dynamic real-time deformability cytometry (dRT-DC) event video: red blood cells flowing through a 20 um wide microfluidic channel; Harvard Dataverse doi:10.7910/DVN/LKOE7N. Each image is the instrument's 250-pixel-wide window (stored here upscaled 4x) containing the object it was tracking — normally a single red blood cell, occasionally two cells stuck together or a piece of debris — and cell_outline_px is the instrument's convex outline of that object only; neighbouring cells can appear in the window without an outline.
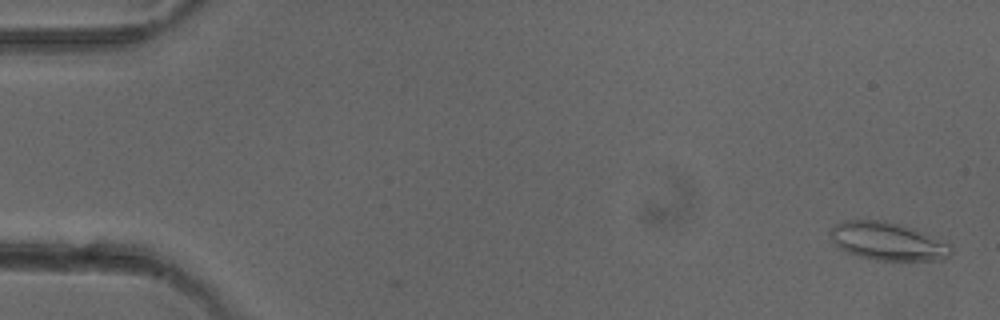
{"species": "common noctule bat (a hibernating species)", "species_latin": "Nyctalus noctula", "temperature_condition": "cold", "stored_images_in_passage": 40, "camera_frame_rate_fps": 3000, "um_per_image_px": 0.085, "animal": {"sex": "female"}, "frame": {"image": 1, "passage_image": 2, "time_ms": 0.333, "image_size_px": [1000, 320], "cell_outline_px": [[952, 256], [944, 260], [876, 260], [860, 256], [848, 252], [832, 244], [828, 232], [836, 224], [844, 220], [884, 220], [916, 228], [952, 244]], "centroid_in_image_um": [75.49, 20.5], "position_along_channel_um": 9.5, "area_um2": 27.28}}
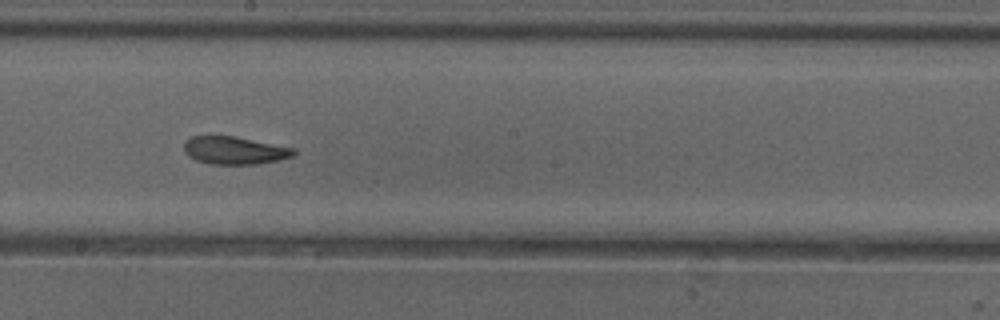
{"frame": {"image": 2, "passage_image": 29, "time_ms": 9.333, "image_size_px": [1000, 320], "cell_outline_px": [[296, 156], [256, 164], [208, 164], [196, 160], [188, 156], [184, 152], [184, 144], [192, 136], [236, 136], [296, 148]], "centroid_in_image_um": [19.97, 12.78], "position_along_channel_um": 228.2, "area_um2": 17.86}}
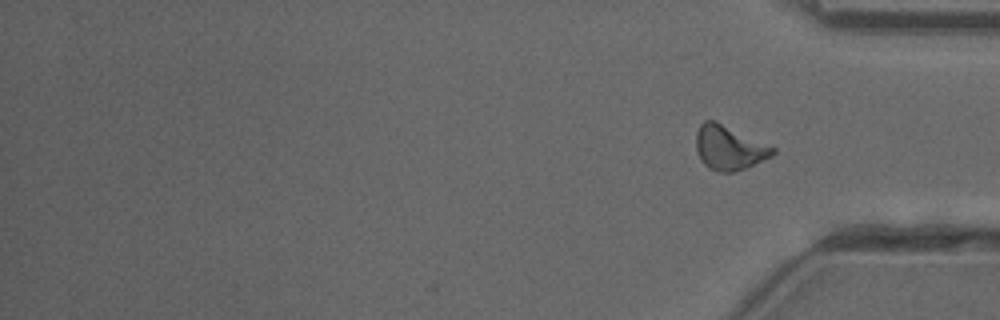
{"frame": {"image": 3, "passage_image": 40, "time_ms": 13.0, "image_size_px": [1000, 320], "cell_outline_px": [[776, 152], [772, 156], [744, 168], [732, 172], [716, 172], [708, 168], [700, 160], [696, 152], [696, 132], [700, 124], [704, 120], [716, 120], [776, 148]], "centroid_in_image_um": [61.94, 12.55], "position_along_channel_um": 373.3, "area_um2": 19.94}, "authors_computed_cell_mechanics": {"area_um2": 19.1607, "velocity_mm_per_s": 4.0138, "shape_relaxation_time_tau1_ms": 7.4276, "shape_relaxation_time_tau2_ms": 3.4582, "deformation_change_tau1": 0.197, "deformation_change_tau2": 0.1206}}